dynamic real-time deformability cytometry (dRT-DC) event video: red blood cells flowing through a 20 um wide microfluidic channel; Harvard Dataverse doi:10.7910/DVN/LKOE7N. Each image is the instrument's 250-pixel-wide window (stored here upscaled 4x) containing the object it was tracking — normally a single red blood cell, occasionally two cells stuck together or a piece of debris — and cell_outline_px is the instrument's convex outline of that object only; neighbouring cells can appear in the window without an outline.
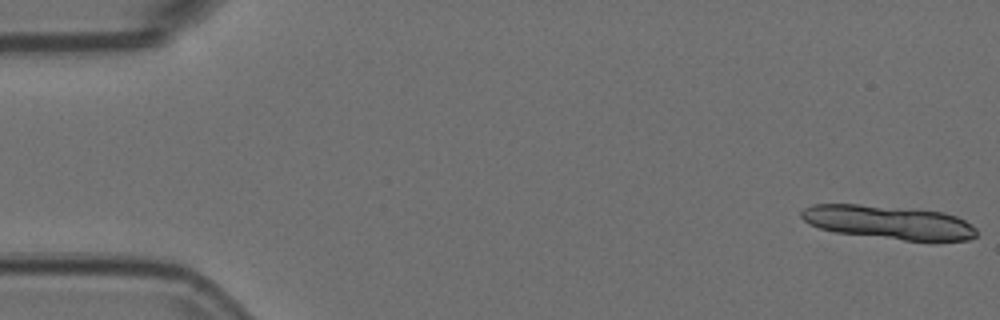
{"species": "Egyptian fruit bat (a non-hibernating species)", "species_latin": "Rousettus aegyptiacus", "temperature_condition": "room temperature", "stored_images_in_passage": 13, "camera_frame_rate_fps": 3000, "um_per_image_px": 0.085, "animal": {"sex": "female"}, "frame": {"image": 1, "passage_image": 1, "time_ms": 0.0, "image_size_px": [1000, 320], "cell_outline_px": [[976, 236], [968, 240], [904, 240], [836, 232], [820, 228], [808, 224], [800, 216], [800, 212], [804, 208], [812, 204], [860, 204], [916, 208], [944, 212], [956, 216], [972, 224], [976, 228]], "centroid_in_image_um": [75.53, 18.87], "position_along_channel_um": 9.5, "area_um2": 34.51}}